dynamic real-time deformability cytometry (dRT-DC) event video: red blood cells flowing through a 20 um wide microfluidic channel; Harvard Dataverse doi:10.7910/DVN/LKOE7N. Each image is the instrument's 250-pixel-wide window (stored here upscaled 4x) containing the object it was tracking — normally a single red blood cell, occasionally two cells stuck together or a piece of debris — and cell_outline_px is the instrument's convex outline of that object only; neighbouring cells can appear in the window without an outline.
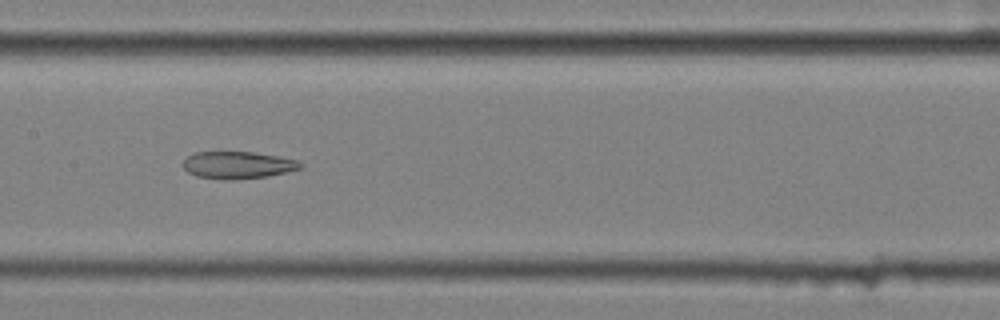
{"species": "common noctule bat (a hibernating species)", "species_latin": "Nyctalus noctula", "temperature_condition": "cold", "stored_images_in_passage": 9, "camera_frame_rate_fps": 3000, "um_per_image_px": 0.085, "animal": {"sex": "female", "body_mass_g": 25.1}, "frame": {"image": 1, "passage_image": 8, "time_ms": 2.333, "image_size_px": [1000, 320], "cell_outline_px": [[304, 168], [288, 172], [268, 176], [232, 180], [196, 176], [188, 172], [180, 164], [188, 156], [196, 152], [252, 152], [276, 156], [296, 160], [304, 164]], "centroid_in_image_um": [20.23, 14.03], "position_along_channel_um": 187.2, "area_um2": 18.61}}
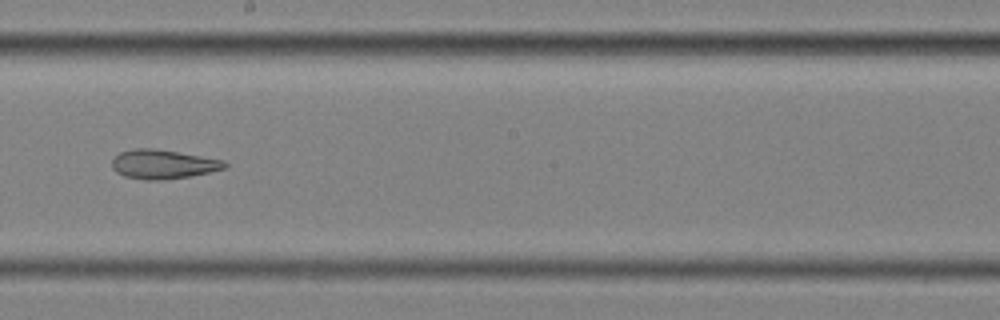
{"frame": {"image": 2, "passage_image": 9, "time_ms": 2.667, "image_size_px": [1000, 320], "cell_outline_px": [[228, 168], [188, 176], [160, 180], [144, 180], [124, 176], [116, 172], [112, 168], [112, 160], [120, 152], [132, 148], [152, 148], [224, 160], [228, 164]], "centroid_in_image_um": [13.84, 13.96], "position_along_channel_um": 234.4, "area_um2": 19.02}}